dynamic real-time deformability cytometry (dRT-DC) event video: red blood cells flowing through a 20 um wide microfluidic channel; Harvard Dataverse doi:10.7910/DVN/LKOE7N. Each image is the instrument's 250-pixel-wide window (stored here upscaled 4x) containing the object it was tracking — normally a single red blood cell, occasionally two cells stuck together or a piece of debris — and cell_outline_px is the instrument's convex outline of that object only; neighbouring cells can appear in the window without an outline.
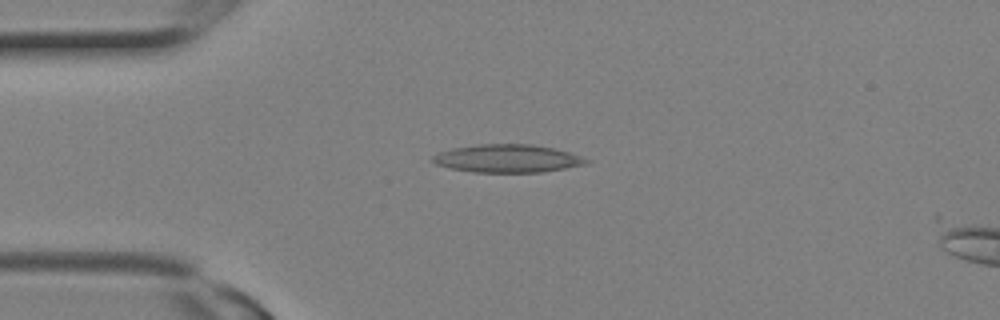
{"species": "Egyptian fruit bat (a non-hibernating species)", "species_latin": "Rousettus aegyptiacus", "temperature_condition": "room temperature", "stored_images_in_passage": 3, "camera_frame_rate_fps": 3000, "um_per_image_px": 0.085, "animal": {"sex": "female"}, "frame": {"image": 1, "passage_image": 1, "time_ms": 0.0, "image_size_px": [1000, 320], "cell_outline_px": [[592, 160], [588, 164], [544, 172], [472, 172], [448, 168], [436, 164], [432, 160], [432, 156], [440, 152], [452, 148], [480, 144], [532, 144], [552, 148], [568, 152]], "centroid_in_image_um": [43.15, 13.48], "position_along_channel_um": 41.9, "area_um2": 25.09}}